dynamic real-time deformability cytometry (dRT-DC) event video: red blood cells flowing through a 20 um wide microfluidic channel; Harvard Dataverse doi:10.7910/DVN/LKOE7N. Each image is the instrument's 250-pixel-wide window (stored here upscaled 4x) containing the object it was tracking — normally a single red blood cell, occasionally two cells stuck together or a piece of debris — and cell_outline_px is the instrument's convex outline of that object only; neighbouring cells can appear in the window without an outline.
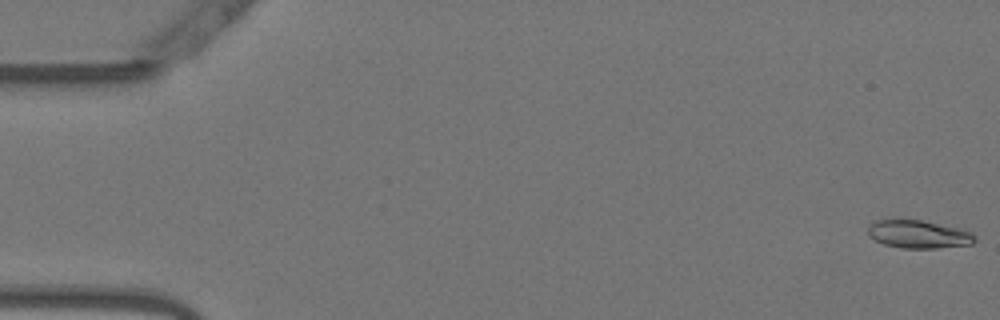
{"species": "Egyptian fruit bat (a non-hibernating species)", "species_latin": "Rousettus aegyptiacus", "temperature_condition": "warm", "stored_images_in_passage": 53, "camera_frame_rate_fps": 3000, "um_per_image_px": 0.085, "animal": {"sex": "female"}, "frame": {"image": 1, "passage_image": 1, "time_ms": 0.0, "image_size_px": [1000, 320], "cell_outline_px": [[976, 240], [972, 244], [936, 248], [900, 248], [884, 244], [868, 236], [868, 224], [872, 220], [900, 216], [920, 220], [956, 228], [968, 232], [976, 236]], "centroid_in_image_um": [77.94, 19.87], "position_along_channel_um": 7.1, "area_um2": 17.92}}
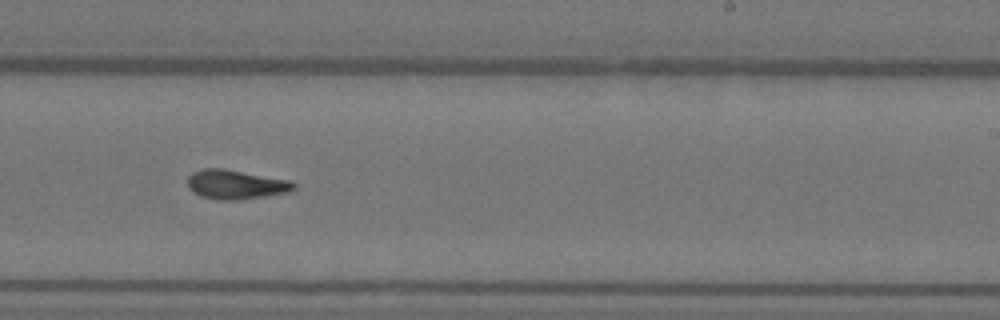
{"frame": {"image": 2, "passage_image": 33, "time_ms": 10.667, "image_size_px": [1000, 320], "cell_outline_px": [[296, 188], [288, 192], [240, 200], [220, 200], [200, 196], [192, 192], [188, 188], [188, 176], [192, 172], [204, 168], [224, 168], [292, 180], [296, 184]], "centroid_in_image_um": [20.04, 15.67], "position_along_channel_um": 269.0, "area_um2": 18.38}}
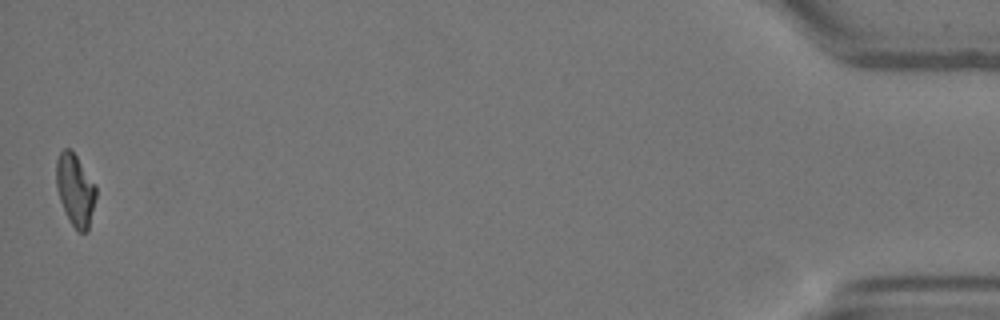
{"frame": {"image": 3, "passage_image": 53, "time_ms": 17.333, "image_size_px": [1000, 320], "cell_outline_px": [[96, 196], [88, 232], [76, 232], [60, 200], [56, 188], [56, 160], [60, 152], [64, 148], [68, 148], [76, 156], [96, 184]], "centroid_in_image_um": [6.4, 16.15], "position_along_channel_um": 428.8, "area_um2": 16.59}, "authors_computed_cell_mechanics": {"area_um2": 17.4556, "velocity_mm_per_s": 3.811, "shape_relaxation_time_tau1_ms": 5.215, "shape_relaxation_time_tau2_ms": 3.6248, "deformation_change_tau1": 0.2334, "deformation_change_tau2": 0.1246}}